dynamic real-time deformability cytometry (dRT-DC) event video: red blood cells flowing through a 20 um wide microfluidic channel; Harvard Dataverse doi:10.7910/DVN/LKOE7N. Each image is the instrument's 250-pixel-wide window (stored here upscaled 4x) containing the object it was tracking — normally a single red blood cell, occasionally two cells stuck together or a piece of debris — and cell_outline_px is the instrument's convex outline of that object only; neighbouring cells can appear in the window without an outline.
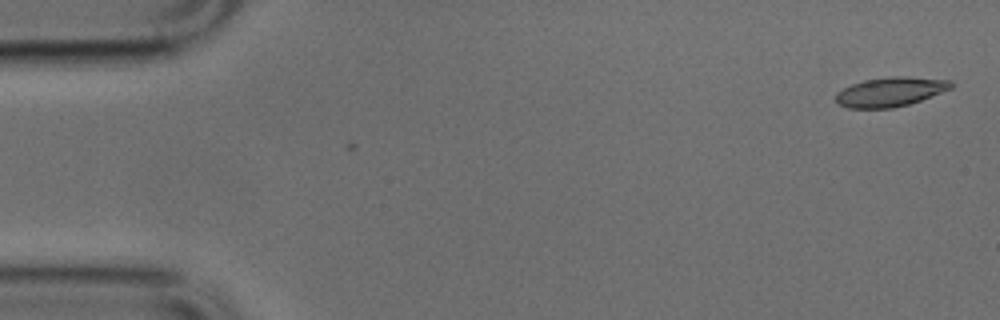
{"species": "common noctule bat (a hibernating species)", "species_latin": "Nyctalus noctula", "temperature_condition": "cold", "stored_images_in_passage": 2, "camera_frame_rate_fps": 3000, "um_per_image_px": 0.085, "animal": {"sex": "male", "body_mass_g": 17.9, "forearm_length_mm": 54.2}, "frame": {"image": 1, "passage_image": 2, "time_ms": 0.333, "image_size_px": [1000, 320], "cell_outline_px": [[956, 84], [952, 88], [920, 100], [908, 104], [892, 108], [848, 108], [836, 104], [836, 92], [852, 84], [864, 80], [892, 76], [908, 76], [952, 80]], "centroid_in_image_um": [75.69, 7.8], "position_along_channel_um": 9.3, "area_um2": 19.83}}